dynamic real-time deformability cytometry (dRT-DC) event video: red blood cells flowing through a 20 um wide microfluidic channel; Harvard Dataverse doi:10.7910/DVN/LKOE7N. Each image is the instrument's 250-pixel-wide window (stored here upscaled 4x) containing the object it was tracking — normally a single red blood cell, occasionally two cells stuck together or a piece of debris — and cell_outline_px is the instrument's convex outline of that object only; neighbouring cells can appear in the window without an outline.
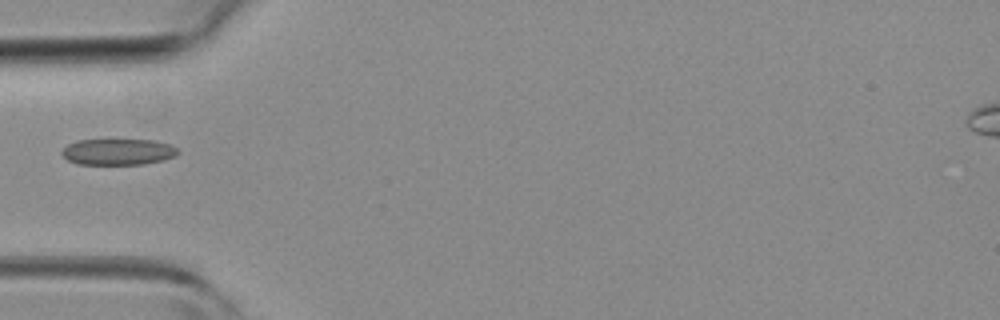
{"species": "common noctule bat (a hibernating species)", "species_latin": "Nyctalus noctula", "temperature_condition": "room temperature", "stored_images_in_passage": 2, "camera_frame_rate_fps": 3000, "um_per_image_px": 0.085, "animal": {"sex": "female", "body_mass_g": 19.3, "forearm_length_mm": 54.1}, "frame": {"image": 1, "passage_image": 2, "time_ms": 1.333, "image_size_px": [1000, 320], "cell_outline_px": [[180, 152], [176, 156], [164, 160], [144, 164], [76, 164], [68, 160], [60, 152], [68, 144], [76, 140], [156, 140], [168, 144], [176, 148]], "centroid_in_image_um": [10.04, 12.91], "position_along_channel_um": 75.0, "area_um2": 17.74}}